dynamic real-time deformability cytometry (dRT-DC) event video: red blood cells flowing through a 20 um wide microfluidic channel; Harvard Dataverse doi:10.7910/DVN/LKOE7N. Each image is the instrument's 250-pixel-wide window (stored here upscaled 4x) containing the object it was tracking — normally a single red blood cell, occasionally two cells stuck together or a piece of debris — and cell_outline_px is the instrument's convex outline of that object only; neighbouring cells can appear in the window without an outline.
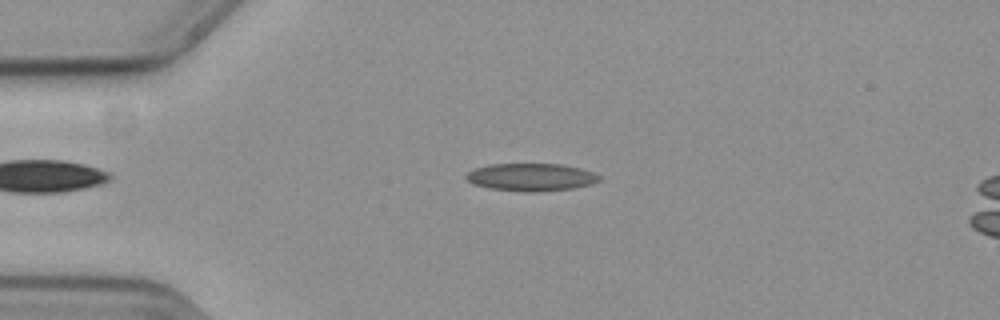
{"species": "common noctule bat (a hibernating species)", "species_latin": "Nyctalus noctula", "temperature_condition": "cold", "stored_images_in_passage": 54, "camera_frame_rate_fps": 3000, "um_per_image_px": 0.085, "animal": {"sex": "female", "body_mass_g": 19.3, "forearm_length_mm": 54.1}, "frame": {"image": 1, "passage_image": 11, "time_ms": 3.333, "image_size_px": [1000, 320], "cell_outline_px": [[600, 180], [588, 184], [572, 188], [532, 192], [524, 192], [492, 188], [472, 184], [464, 176], [468, 172], [476, 168], [488, 164], [560, 164], [580, 168], [592, 172], [600, 176]], "centroid_in_image_um": [45.1, 15.05], "position_along_channel_um": 39.9, "area_um2": 21.15}}
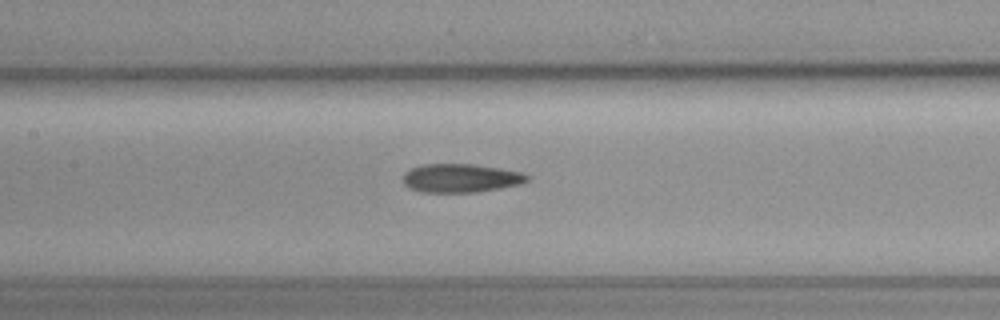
{"frame": {"image": 2, "passage_image": 24, "time_ms": 7.667, "image_size_px": [1000, 320], "cell_outline_px": [[528, 180], [520, 184], [500, 188], [476, 192], [420, 192], [408, 188], [404, 184], [404, 172], [420, 164], [472, 164], [500, 168], [520, 172], [528, 176]], "centroid_in_image_um": [39.12, 15.14], "position_along_channel_um": 168.3, "area_um2": 20.63}}
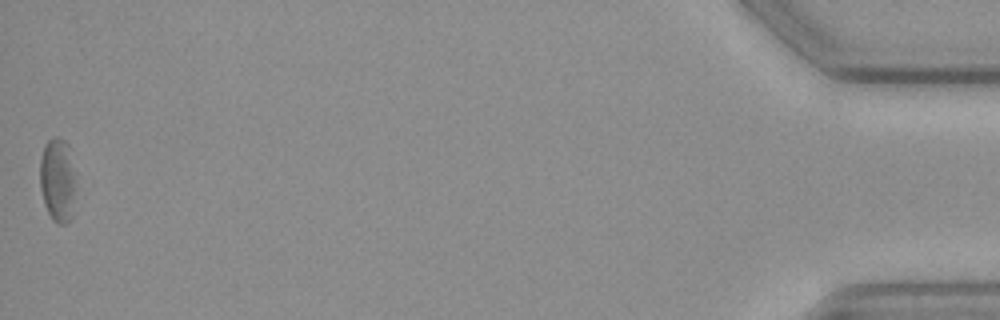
{"frame": {"image": 3, "passage_image": 54, "time_ms": 17.667, "image_size_px": [1000, 320], "cell_outline_px": [[76, 172], [72, 216], [64, 224], [56, 224], [52, 220], [44, 204], [40, 188], [40, 160], [44, 144], [48, 140], [56, 136], [64, 140], [68, 144]], "centroid_in_image_um": [4.9, 15.28], "position_along_channel_um": 430.3, "area_um2": 17.92}, "authors_computed_cell_mechanics": {"area_um2": 20.6924, "velocity_mm_per_s": 3.6432, "shape_relaxation_time_tau1_ms": 10.6189, "shape_relaxation_time_tau2_ms": 4.039, "deformation_change_tau1": 0.2083, "deformation_change_tau2": 0.128}}